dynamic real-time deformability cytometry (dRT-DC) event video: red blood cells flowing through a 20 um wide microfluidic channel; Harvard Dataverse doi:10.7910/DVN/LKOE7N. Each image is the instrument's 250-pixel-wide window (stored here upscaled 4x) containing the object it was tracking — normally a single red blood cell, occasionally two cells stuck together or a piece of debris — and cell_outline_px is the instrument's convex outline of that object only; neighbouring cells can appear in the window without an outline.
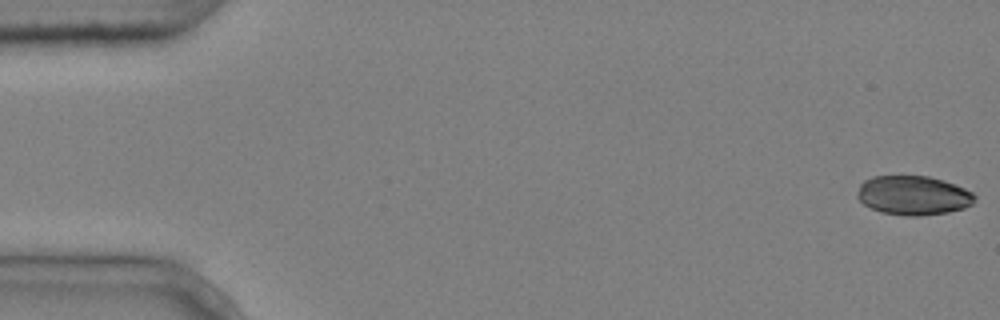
{"species": "common noctule bat (a hibernating species)", "species_latin": "Nyctalus noctula", "temperature_condition": "cold", "stored_images_in_passage": 5, "camera_frame_rate_fps": 3000, "um_per_image_px": 0.085, "animal": {"sex": "male", "body_mass_g": 20.4}, "frame": {"image": 1, "passage_image": 1, "time_ms": 0.0, "image_size_px": [1000, 320], "cell_outline_px": [[976, 196], [972, 204], [964, 208], [948, 212], [920, 216], [908, 216], [880, 212], [864, 204], [856, 196], [860, 184], [864, 180], [872, 176], [928, 176], [944, 180], [964, 188], [972, 192]], "centroid_in_image_um": [77.62, 16.6], "position_along_channel_um": 7.4, "area_um2": 26.88}}
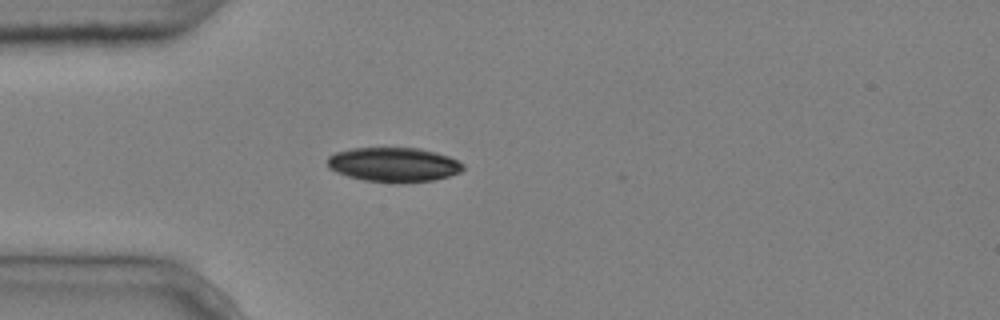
{"frame": {"image": 2, "passage_image": 5, "time_ms": 1.333, "image_size_px": [1000, 320], "cell_outline_px": [[464, 168], [460, 172], [448, 176], [432, 180], [396, 184], [364, 180], [348, 176], [336, 172], [328, 168], [328, 156], [336, 152], [352, 148], [420, 148], [436, 152], [448, 156], [464, 164]], "centroid_in_image_um": [33.46, 14.0], "position_along_channel_um": 51.5, "area_um2": 27.34}}